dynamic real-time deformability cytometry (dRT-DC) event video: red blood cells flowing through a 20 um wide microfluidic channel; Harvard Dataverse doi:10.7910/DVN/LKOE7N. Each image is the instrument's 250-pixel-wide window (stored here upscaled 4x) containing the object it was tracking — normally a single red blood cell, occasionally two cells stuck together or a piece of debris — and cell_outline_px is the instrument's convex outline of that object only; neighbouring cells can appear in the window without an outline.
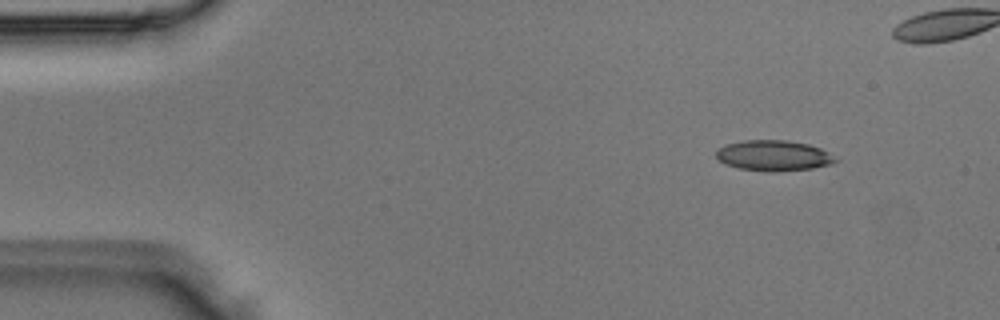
{"species": "Egyptian fruit bat (a non-hibernating species)", "species_latin": "Rousettus aegyptiacus", "temperature_condition": "room temperature", "stored_images_in_passage": 5, "camera_frame_rate_fps": 3000, "um_per_image_px": 0.085, "animal": {"sex": "male"}, "frame": {"image": 1, "passage_image": 2, "time_ms": 0.333, "image_size_px": [1000, 320], "cell_outline_px": [[840, 160], [832, 164], [812, 168], [768, 172], [740, 168], [728, 164], [720, 160], [716, 156], [716, 152], [720, 148], [728, 144], [744, 140], [788, 140], [808, 144], [820, 148], [828, 152]], "centroid_in_image_um": [65.81, 13.22], "position_along_channel_um": 19.2, "area_um2": 21.04}}